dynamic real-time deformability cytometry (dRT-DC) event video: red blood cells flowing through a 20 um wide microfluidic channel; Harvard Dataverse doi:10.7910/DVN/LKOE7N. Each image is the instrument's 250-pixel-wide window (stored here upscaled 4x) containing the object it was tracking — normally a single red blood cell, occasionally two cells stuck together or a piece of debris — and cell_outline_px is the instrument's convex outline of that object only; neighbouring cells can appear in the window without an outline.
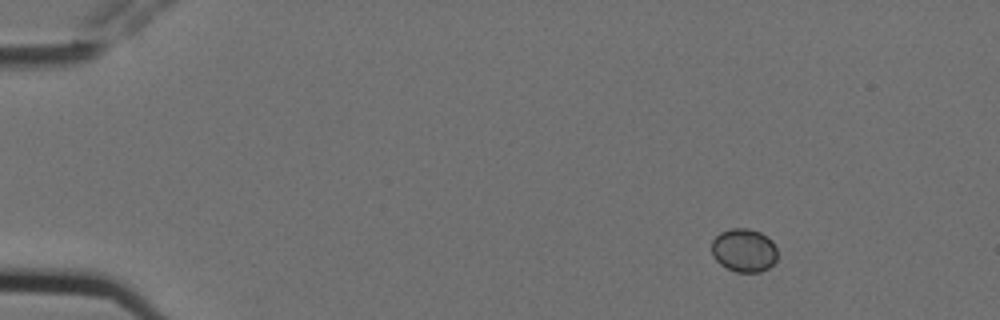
{"species": "Egyptian fruit bat (a non-hibernating species)", "species_latin": "Rousettus aegyptiacus", "temperature_condition": "cold", "stored_images_in_passage": 6, "camera_frame_rate_fps": 3000, "um_per_image_px": 0.085, "animal": {"sex": "female"}, "frame": {"image": 1, "passage_image": 2, "time_ms": 0.333, "image_size_px": [1000, 320], "cell_outline_px": [[776, 260], [768, 268], [760, 272], [736, 272], [720, 264], [712, 256], [712, 240], [720, 232], [732, 228], [748, 228], [760, 232], [768, 236], [772, 240], [776, 248]], "centroid_in_image_um": [63.23, 21.26], "position_along_channel_um": 21.8, "area_um2": 16.7}}
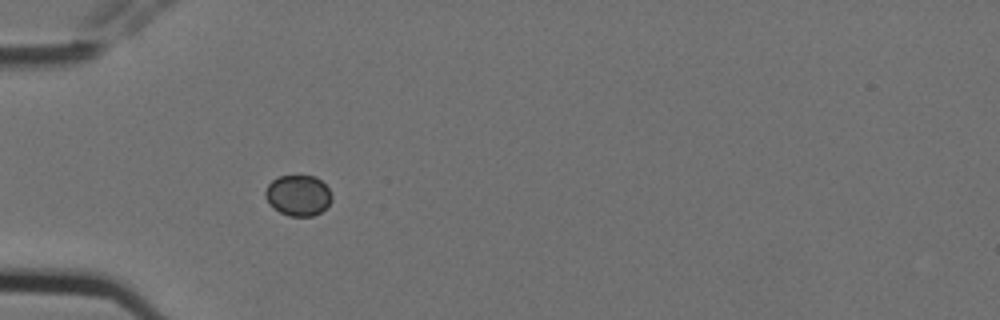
{"frame": {"image": 2, "passage_image": 5, "time_ms": 1.333, "image_size_px": [1000, 320], "cell_outline_px": [[332, 200], [320, 212], [312, 216], [288, 216], [280, 212], [264, 196], [264, 192], [268, 184], [272, 180], [280, 176], [316, 176], [328, 188], [332, 196]], "centroid_in_image_um": [25.35, 16.6], "position_along_channel_um": 59.7, "area_um2": 15.55}}